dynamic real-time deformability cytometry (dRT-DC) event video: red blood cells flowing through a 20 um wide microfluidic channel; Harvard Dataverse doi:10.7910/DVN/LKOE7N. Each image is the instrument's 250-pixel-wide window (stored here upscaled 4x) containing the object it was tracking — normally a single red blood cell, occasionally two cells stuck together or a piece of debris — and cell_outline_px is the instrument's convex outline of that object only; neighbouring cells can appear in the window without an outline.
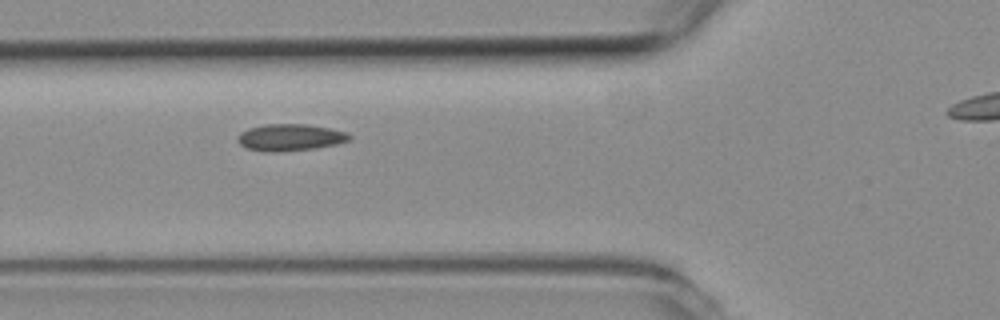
{"species": "common noctule bat (a hibernating species)", "species_latin": "Nyctalus noctula", "temperature_condition": "room temperature", "stored_images_in_passage": 13, "camera_frame_rate_fps": 3000, "um_per_image_px": 0.085, "animal": {"sex": "female", "body_mass_g": 19.3, "forearm_length_mm": 54.1}, "frame": {"image": 1, "passage_image": 2, "time_ms": 0.333, "image_size_px": [1000, 320], "cell_outline_px": [[352, 136], [348, 140], [336, 144], [312, 148], [248, 148], [240, 144], [236, 140], [240, 132], [248, 128], [264, 124], [308, 124], [348, 132]], "centroid_in_image_um": [24.71, 11.6], "position_along_channel_um": 101.1, "area_um2": 16.3}}
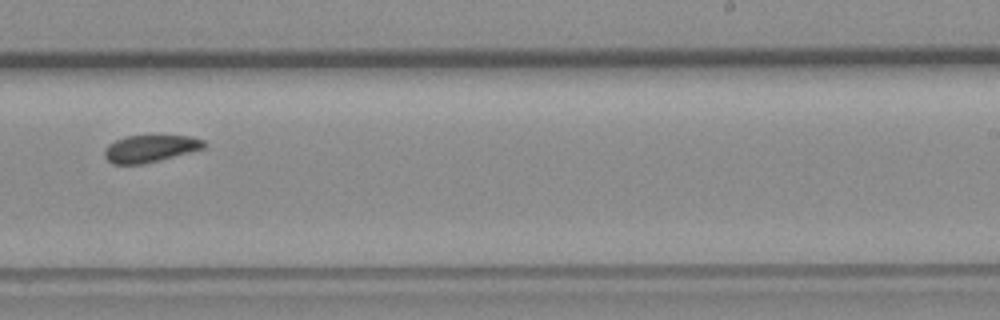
{"frame": {"image": 2, "passage_image": 6, "time_ms": 1.667, "image_size_px": [1000, 320], "cell_outline_px": [[208, 144], [204, 148], [144, 164], [112, 164], [104, 156], [104, 148], [108, 144], [116, 140], [128, 136], [192, 136], [204, 140]], "centroid_in_image_um": [12.76, 12.63], "position_along_channel_um": 276.2, "area_um2": 15.66}}
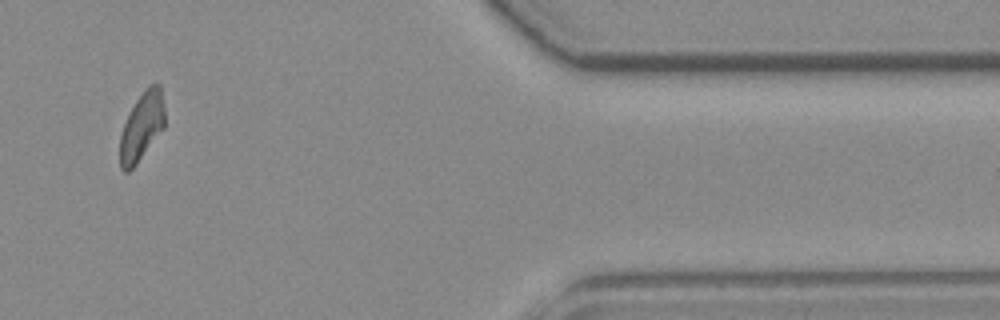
{"frame": {"image": 3, "passage_image": 11, "time_ms": 3.333, "image_size_px": [1000, 320], "cell_outline_px": [[164, 128], [136, 164], [128, 172], [124, 172], [120, 168], [120, 136], [124, 124], [136, 100], [148, 84], [160, 84], [164, 104]], "centroid_in_image_um": [12.06, 10.75], "position_along_channel_um": 399.3, "area_um2": 17.69}}